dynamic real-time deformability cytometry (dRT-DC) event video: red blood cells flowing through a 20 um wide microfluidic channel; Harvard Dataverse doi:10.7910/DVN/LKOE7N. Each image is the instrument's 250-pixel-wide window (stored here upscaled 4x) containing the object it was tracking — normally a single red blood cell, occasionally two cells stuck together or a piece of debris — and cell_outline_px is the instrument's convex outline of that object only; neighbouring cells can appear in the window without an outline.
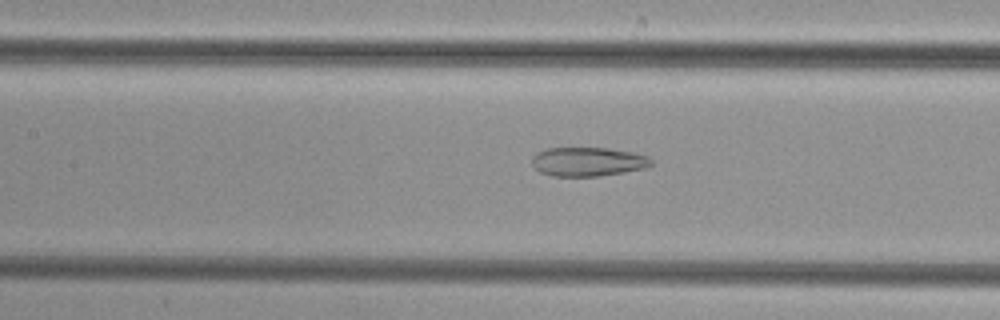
{"species": "common noctule bat (a hibernating species)", "species_latin": "Nyctalus noctula", "temperature_condition": "cold", "stored_images_in_passage": 27, "camera_frame_rate_fps": 3000, "um_per_image_px": 0.085, "animal": {"sex": "female", "body_mass_g": 29.2, "forearm_length_mm": 56.3}, "frame": {"image": 1, "passage_image": 12, "time_ms": 3.667, "image_size_px": [1000, 320], "cell_outline_px": [[652, 164], [648, 168], [624, 172], [596, 176], [552, 176], [540, 172], [532, 164], [532, 156], [536, 152], [548, 148], [608, 148], [632, 152], [648, 156], [652, 160]], "centroid_in_image_um": [49.98, 13.74], "position_along_channel_um": 157.4, "area_um2": 20.23}}
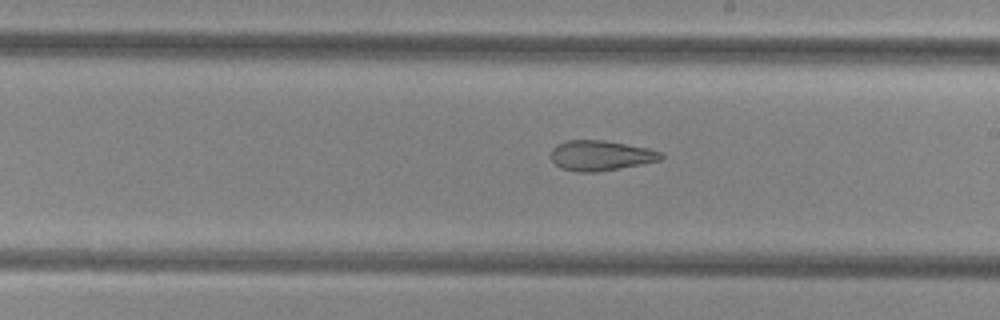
{"frame": {"image": 2, "passage_image": 18, "time_ms": 5.667, "image_size_px": [1000, 320], "cell_outline_px": [[664, 156], [660, 160], [600, 172], [576, 172], [560, 168], [552, 160], [552, 148], [556, 144], [568, 140], [604, 140], [648, 148], [664, 152]], "centroid_in_image_um": [51.06, 13.22], "position_along_channel_um": 237.9, "area_um2": 19.42}}
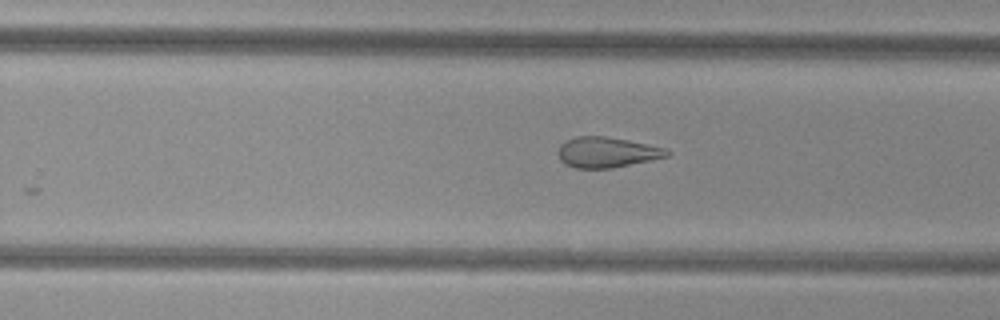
{"frame": {"image": 3, "passage_image": 21, "time_ms": 6.667, "image_size_px": [1000, 320], "cell_outline_px": [[672, 152], [668, 156], [652, 160], [612, 168], [576, 168], [564, 164], [560, 160], [560, 144], [576, 136], [604, 136], [628, 140], [648, 144], [664, 148]], "centroid_in_image_um": [51.61, 12.95], "position_along_channel_um": 278.2, "area_um2": 19.19}}